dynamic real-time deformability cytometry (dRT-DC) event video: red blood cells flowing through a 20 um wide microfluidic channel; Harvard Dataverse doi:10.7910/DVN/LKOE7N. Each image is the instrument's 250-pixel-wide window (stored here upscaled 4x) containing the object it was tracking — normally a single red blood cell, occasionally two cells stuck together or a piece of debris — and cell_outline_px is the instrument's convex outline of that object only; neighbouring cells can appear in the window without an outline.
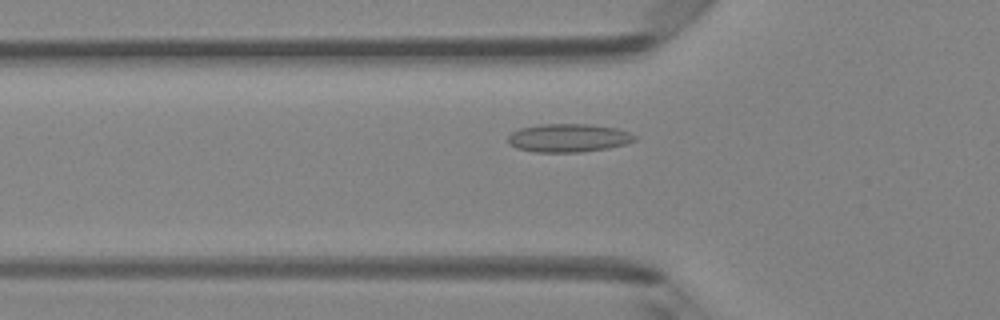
{"species": "Egyptian fruit bat (a non-hibernating species)", "species_latin": "Rousettus aegyptiacus", "temperature_condition": "room temperature", "stored_images_in_passage": 37, "camera_frame_rate_fps": 3000, "um_per_image_px": 0.085, "animal": {"sex": "female"}, "frame": {"image": 1, "passage_image": 9, "time_ms": 2.667, "image_size_px": [1000, 320], "cell_outline_px": [[636, 140], [624, 144], [608, 148], [580, 152], [536, 152], [516, 148], [508, 144], [508, 136], [512, 132], [520, 128], [540, 124], [588, 124], [616, 128], [628, 132], [636, 136]], "centroid_in_image_um": [48.29, 11.72], "position_along_channel_um": 77.5, "area_um2": 20.87}}
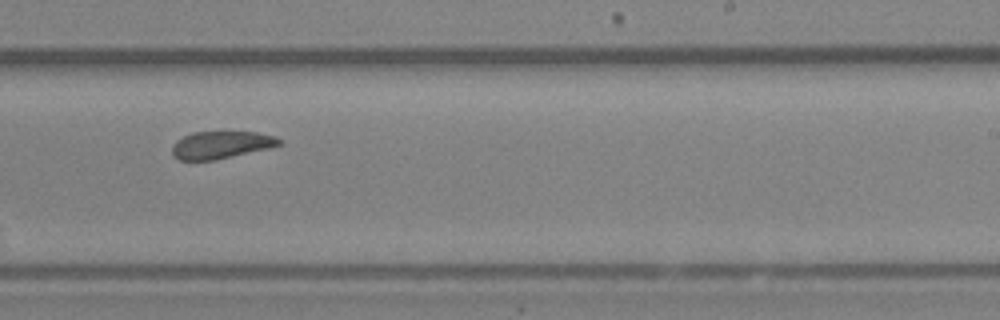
{"frame": {"image": 2, "passage_image": 23, "time_ms": 7.333, "image_size_px": [1000, 320], "cell_outline_px": [[280, 144], [268, 148], [212, 160], [180, 160], [172, 156], [172, 144], [176, 140], [192, 132], [256, 132], [276, 136], [280, 140]], "centroid_in_image_um": [18.73, 12.31], "position_along_channel_um": 270.3, "area_um2": 16.88}}
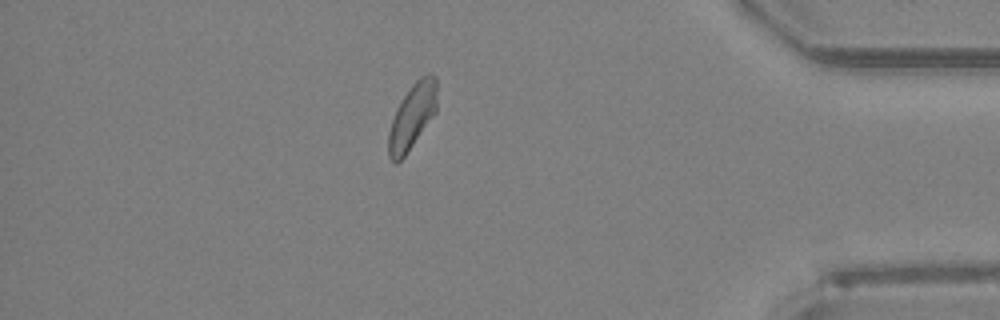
{"frame": {"image": 3, "passage_image": 35, "time_ms": 11.333, "image_size_px": [1000, 320], "cell_outline_px": [[436, 112], [404, 156], [396, 164], [388, 156], [388, 132], [396, 108], [412, 84], [420, 76], [428, 72], [436, 76]], "centroid_in_image_um": [35.03, 9.86], "position_along_channel_um": 400.2, "area_um2": 18.26}, "authors_computed_cell_mechanics": {"area_um2": 18.2648, "velocity_mm_per_s": 4.149, "shape_relaxation_time_tau1_ms": 6.6555, "shape_relaxation_time_tau2_ms": 1.7613, "deformation_change_tau1": 0.1273, "deformation_change_tau2": 0.0665}}